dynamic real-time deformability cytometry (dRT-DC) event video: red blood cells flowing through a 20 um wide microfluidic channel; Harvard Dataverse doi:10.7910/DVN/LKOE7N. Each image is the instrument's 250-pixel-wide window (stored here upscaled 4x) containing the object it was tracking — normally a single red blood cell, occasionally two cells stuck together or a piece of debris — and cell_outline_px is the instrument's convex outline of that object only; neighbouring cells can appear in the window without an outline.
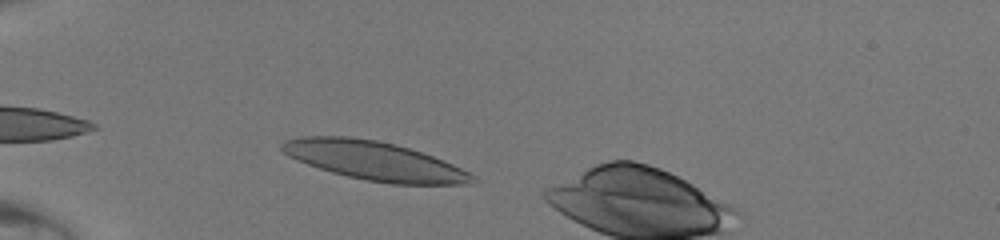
{"species": "human", "species_latin": "Homo sapiens", "temperature_condition": "room temperature", "stored_images_in_passage": 32, "camera_frame_rate_fps": 3000, "um_per_image_px": 0.085, "donor": {"sex": "male"}, "frame": {"image": 1, "passage_image": 3, "time_ms": 0.667, "image_size_px": [1000, 240], "cell_outline_px": [[476, 180], [472, 184], [392, 184], [368, 180], [348, 176], [332, 172], [296, 160], [288, 156], [280, 148], [280, 144], [288, 140], [304, 136], [348, 136], [376, 140], [396, 144], [444, 160], [476, 176]], "centroid_in_image_um": [31.83, 13.66], "position_along_channel_um": 53.2, "area_um2": 42.71}}
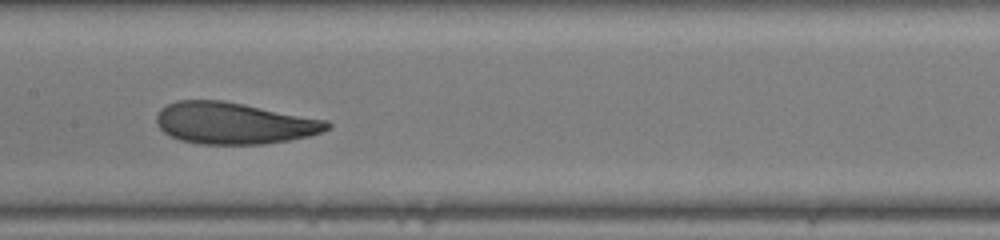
{"frame": {"image": 2, "passage_image": 14, "time_ms": 4.333, "image_size_px": [1000, 240], "cell_outline_px": [[332, 124], [328, 128], [320, 132], [308, 136], [288, 140], [264, 144], [200, 144], [180, 140], [164, 132], [160, 128], [156, 120], [156, 116], [160, 108], [176, 100], [220, 100], [244, 104], [328, 120]], "centroid_in_image_um": [19.87, 10.47], "position_along_channel_um": 187.5, "area_um2": 41.27}}
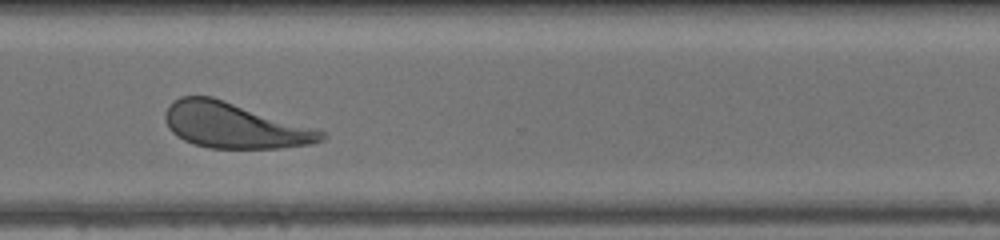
{"frame": {"image": 3, "passage_image": 25, "time_ms": 8.0, "image_size_px": [1000, 240], "cell_outline_px": [[328, 136], [324, 140], [312, 144], [280, 148], [208, 148], [184, 140], [172, 132], [168, 128], [164, 116], [164, 112], [168, 104], [180, 96], [212, 96], [320, 128]], "centroid_in_image_um": [19.98, 10.65], "position_along_channel_um": 350.6, "area_um2": 42.08}}